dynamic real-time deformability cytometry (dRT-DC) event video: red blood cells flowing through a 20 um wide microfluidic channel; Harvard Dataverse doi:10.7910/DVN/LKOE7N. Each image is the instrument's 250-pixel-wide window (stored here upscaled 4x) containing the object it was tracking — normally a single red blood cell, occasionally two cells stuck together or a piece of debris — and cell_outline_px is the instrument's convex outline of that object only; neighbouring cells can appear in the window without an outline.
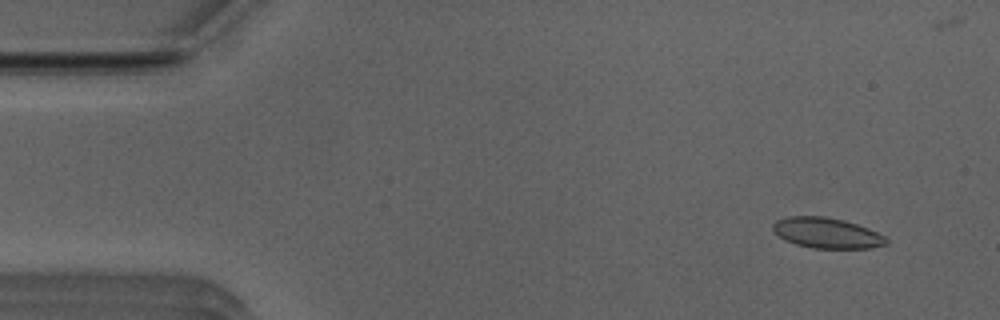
{"species": "Egyptian fruit bat (a non-hibernating species)", "species_latin": "Rousettus aegyptiacus", "temperature_condition": "room temperature", "stored_images_in_passage": 45, "camera_frame_rate_fps": 3000, "um_per_image_px": 0.085, "animal": {"sex": "male"}, "frame": {"image": 1, "passage_image": 3, "time_ms": 0.667, "image_size_px": [1000, 320], "cell_outline_px": [[888, 244], [868, 248], [812, 248], [796, 244], [784, 240], [772, 228], [772, 224], [776, 220], [788, 216], [824, 216], [844, 220], [868, 228], [884, 236], [888, 240]], "centroid_in_image_um": [70.26, 19.8], "position_along_channel_um": 14.7, "area_um2": 20.06}}
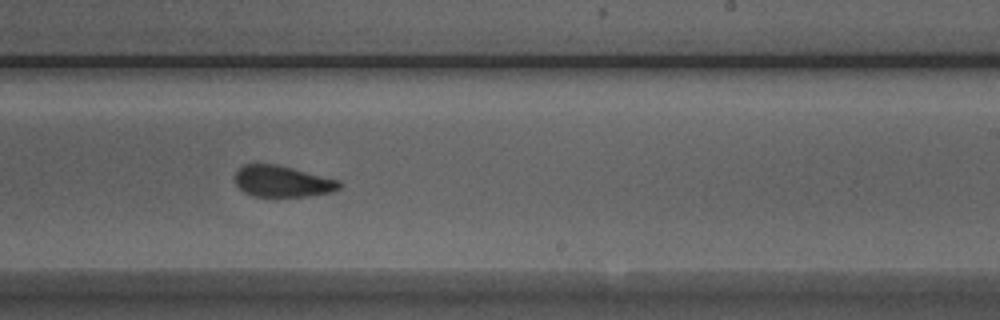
{"frame": {"image": 2, "passage_image": 30, "time_ms": 9.667, "image_size_px": [1000, 320], "cell_outline_px": [[344, 184], [340, 188], [332, 192], [308, 196], [252, 196], [244, 192], [232, 180], [236, 172], [244, 164], [276, 164], [340, 180]], "centroid_in_image_um": [24.0, 15.42], "position_along_channel_um": 265.0, "area_um2": 19.13}}
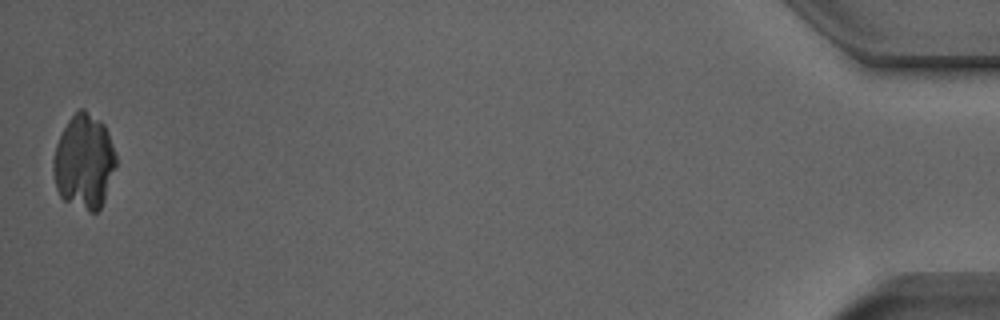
{"frame": {"image": 3, "passage_image": 45, "time_ms": 14.667, "image_size_px": [1000, 320], "cell_outline_px": [[116, 164], [104, 200], [100, 208], [96, 212], [88, 212], [64, 200], [60, 196], [56, 188], [52, 168], [52, 160], [56, 144], [68, 120], [80, 108], [84, 108], [100, 120], [104, 124], [108, 132], [116, 156]], "centroid_in_image_um": [7.13, 13.74], "position_along_channel_um": 428.1, "area_um2": 34.56}, "authors_computed_cell_mechanics": {"area_um2": 20.1144, "velocity_mm_per_s": 3.9079, "shape_relaxation_time_tau1_ms": 7.9058, "shape_relaxation_time_tau2_ms": 1.4055, "deformation_change_tau1": 0.1609, "deformation_change_tau2": 0.0615}}